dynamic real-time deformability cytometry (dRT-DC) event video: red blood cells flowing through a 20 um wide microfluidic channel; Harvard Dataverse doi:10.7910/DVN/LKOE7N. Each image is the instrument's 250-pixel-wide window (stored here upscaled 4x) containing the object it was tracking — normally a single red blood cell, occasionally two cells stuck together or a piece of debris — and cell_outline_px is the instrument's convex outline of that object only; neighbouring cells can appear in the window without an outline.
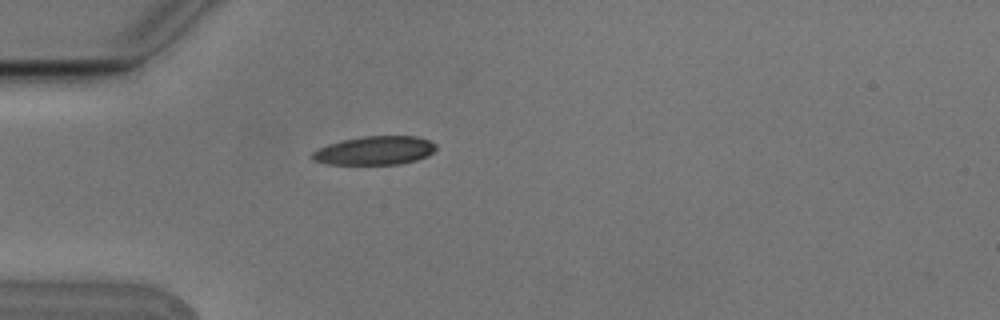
{"species": "Egyptian fruit bat (a non-hibernating species)", "species_latin": "Rousettus aegyptiacus", "temperature_condition": "cold", "stored_images_in_passage": 5, "camera_frame_rate_fps": 3000, "um_per_image_px": 0.085, "animal": {"sex": "male"}, "frame": {"image": 1, "passage_image": 5, "time_ms": 1.333, "image_size_px": [1000, 320], "cell_outline_px": [[436, 148], [428, 156], [416, 160], [400, 164], [328, 164], [312, 160], [308, 156], [312, 152], [328, 144], [344, 140], [364, 136], [416, 136], [428, 140], [436, 144]], "centroid_in_image_um": [31.84, 12.8], "position_along_channel_um": 53.2, "area_um2": 20.63}}